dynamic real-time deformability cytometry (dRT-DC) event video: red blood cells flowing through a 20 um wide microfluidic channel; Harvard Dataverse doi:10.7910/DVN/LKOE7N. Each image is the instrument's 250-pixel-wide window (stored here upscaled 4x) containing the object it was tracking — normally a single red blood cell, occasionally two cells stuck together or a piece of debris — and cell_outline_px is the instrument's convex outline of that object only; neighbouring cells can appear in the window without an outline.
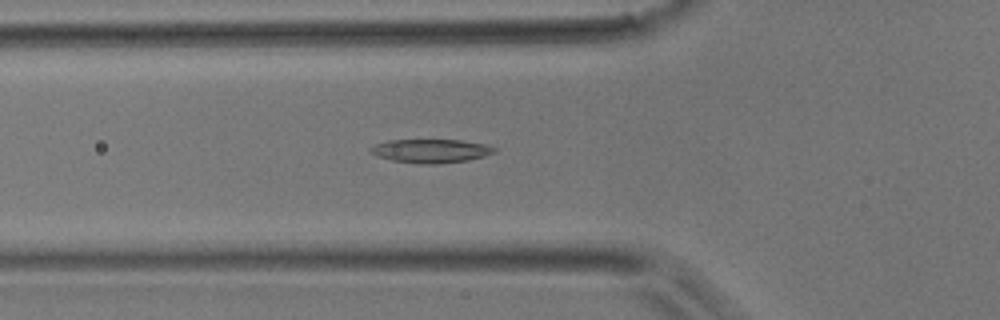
{"species": "common noctule bat (a hibernating species)", "species_latin": "Nyctalus noctula", "temperature_condition": "room temperature", "stored_images_in_passage": 40, "camera_frame_rate_fps": 3000, "um_per_image_px": 0.085, "animal": {"sex": "male", "body_mass_g": 17.9}, "frame": {"image": 1, "passage_image": 10, "time_ms": 3.0, "image_size_px": [1000, 320], "cell_outline_px": [[496, 152], [484, 156], [468, 160], [436, 164], [424, 164], [392, 160], [380, 156], [372, 152], [368, 148], [376, 144], [388, 140], [460, 140], [484, 144], [496, 148]], "centroid_in_image_um": [36.65, 12.82], "position_along_channel_um": 89.1, "area_um2": 16.82}}
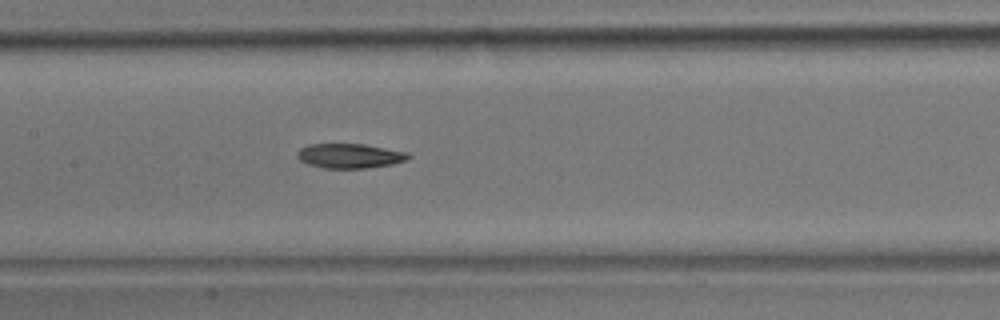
{"frame": {"image": 2, "passage_image": 16, "time_ms": 5.0, "image_size_px": [1000, 320], "cell_outline_px": [[412, 156], [408, 160], [392, 164], [368, 168], [324, 168], [308, 164], [300, 160], [296, 156], [296, 152], [300, 148], [308, 144], [364, 144], [408, 152]], "centroid_in_image_um": [29.74, 13.25], "position_along_channel_um": 177.7, "area_um2": 16.07}}
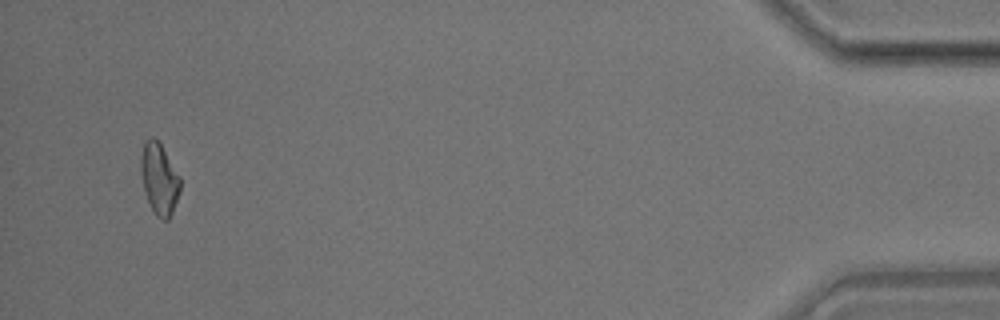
{"frame": {"image": 3, "passage_image": 38, "time_ms": 12.333, "image_size_px": [1000, 320], "cell_outline_px": [[180, 192], [172, 212], [168, 220], [164, 220], [156, 216], [148, 200], [144, 188], [140, 172], [140, 156], [144, 144], [152, 136], [160, 144], [180, 176]], "centroid_in_image_um": [13.54, 15.22], "position_along_channel_um": 421.7, "area_um2": 16.07}}